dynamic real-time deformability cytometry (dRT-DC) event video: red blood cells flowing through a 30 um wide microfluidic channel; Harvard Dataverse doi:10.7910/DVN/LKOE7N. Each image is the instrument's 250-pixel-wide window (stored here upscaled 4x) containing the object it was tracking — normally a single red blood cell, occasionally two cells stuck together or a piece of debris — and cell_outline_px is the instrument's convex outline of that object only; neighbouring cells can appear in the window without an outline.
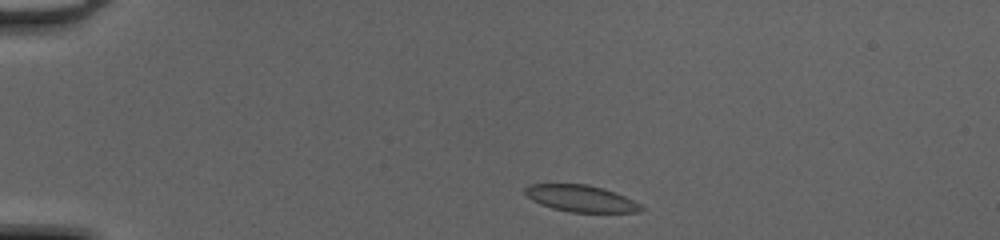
{"species": "common noctule bat (a hibernating species)", "species_latin": "Nyctalus noctula", "temperature_condition": "cold", "stored_images_in_passage": 41, "camera_frame_rate_fps": 3000, "um_per_image_px": 0.085, "animal": {"sex": "female", "body_mass_g": 20.0, "forearm_length_mm": 54.0}, "frame": {"image": 1, "passage_image": 2, "time_ms": 0.333, "image_size_px": [1000, 240], "cell_outline_px": [[644, 208], [640, 212], [572, 212], [552, 208], [540, 204], [532, 200], [524, 192], [524, 188], [532, 184], [588, 184], [604, 188], [616, 192], [640, 204]], "centroid_in_image_um": [49.38, 16.86], "position_along_channel_um": 35.6, "area_um2": 17.98}}
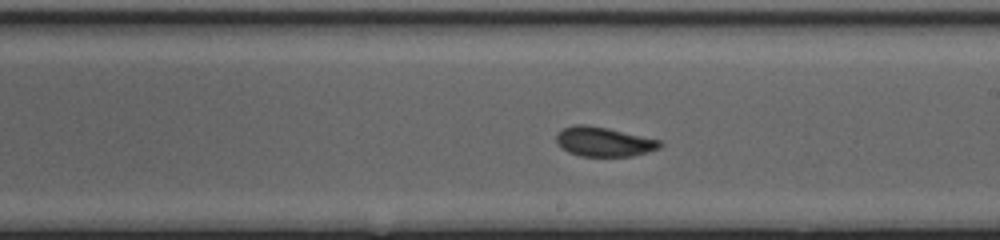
{"frame": {"image": 2, "passage_image": 21, "time_ms": 6.667, "image_size_px": [1000, 240], "cell_outline_px": [[664, 144], [660, 148], [648, 152], [632, 156], [580, 156], [568, 152], [556, 144], [556, 132], [564, 128], [576, 124], [584, 124], [608, 128], [660, 140]], "centroid_in_image_um": [51.31, 12.05], "position_along_channel_um": 237.7, "area_um2": 17.92}}
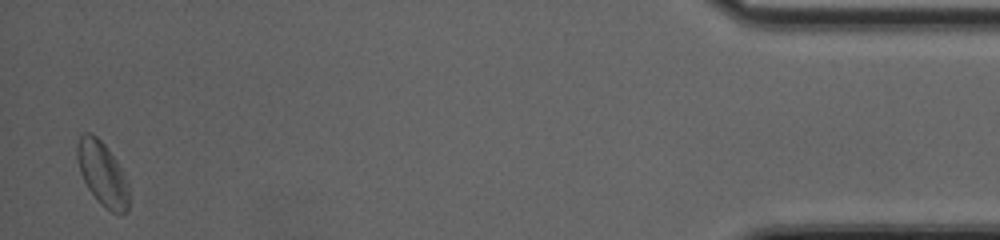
{"frame": {"image": 3, "passage_image": 40, "time_ms": 13.0, "image_size_px": [1000, 240], "cell_outline_px": [[128, 208], [124, 212], [112, 212], [104, 208], [100, 204], [88, 188], [80, 172], [76, 156], [76, 144], [80, 136], [84, 132], [92, 132], [104, 144], [116, 160], [128, 180]], "centroid_in_image_um": [8.68, 14.73], "position_along_channel_um": 426.5, "area_um2": 19.25}, "authors_computed_cell_mechanics": {"area_um2": 17.9758, "velocity_mm_per_s": 4.1839, "shape_relaxation_time_tau1_ms": 2.9981, "shape_relaxation_time_tau2_ms": 1.9433, "deformation_change_tau1": 0.1019, "deformation_change_tau2": 0.0664}}